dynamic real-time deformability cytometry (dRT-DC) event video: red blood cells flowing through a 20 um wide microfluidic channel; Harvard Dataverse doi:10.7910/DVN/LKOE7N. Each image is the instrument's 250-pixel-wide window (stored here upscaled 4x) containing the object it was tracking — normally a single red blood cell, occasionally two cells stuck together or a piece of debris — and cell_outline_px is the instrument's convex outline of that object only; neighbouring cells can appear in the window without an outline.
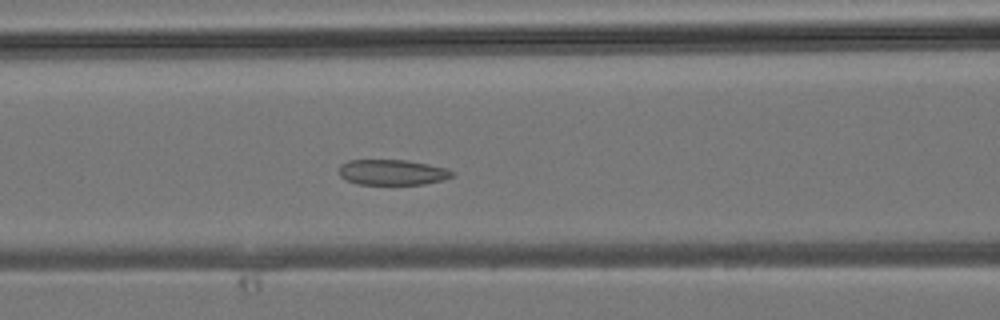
{"species": "common noctule bat (a hibernating species)", "species_latin": "Nyctalus noctula", "temperature_condition": "room temperature", "stored_images_in_passage": 33, "camera_frame_rate_fps": 3000, "um_per_image_px": 0.085, "animal": {"sex": "male", "body_mass_g": 19.2, "forearm_length_mm": 51.8}, "frame": {"image": 1, "passage_image": 12, "time_ms": 3.667, "image_size_px": [1000, 320], "cell_outline_px": [[456, 172], [452, 176], [440, 180], [424, 184], [356, 184], [340, 176], [340, 164], [348, 160], [408, 160], [448, 168]], "centroid_in_image_um": [33.36, 14.63], "position_along_channel_um": 133.2, "area_um2": 16.76}}
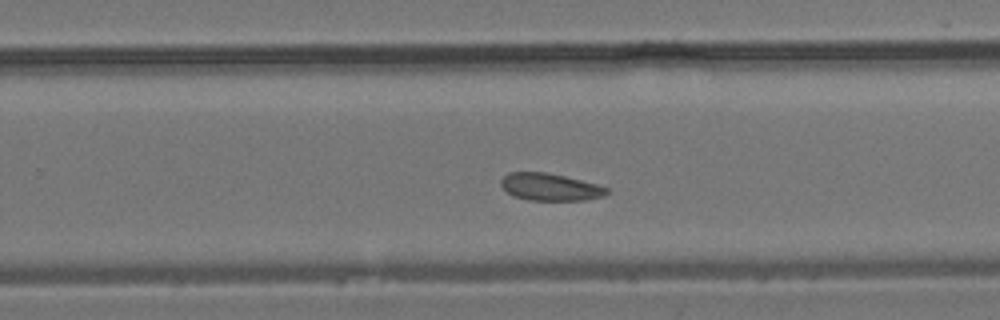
{"frame": {"image": 2, "passage_image": 20, "time_ms": 6.333, "image_size_px": [1000, 320], "cell_outline_px": [[612, 192], [604, 196], [584, 200], [528, 200], [512, 196], [500, 184], [500, 180], [508, 172], [544, 172], [564, 176], [596, 184], [608, 188]], "centroid_in_image_um": [46.76, 15.9], "position_along_channel_um": 283.0, "area_um2": 16.82}}
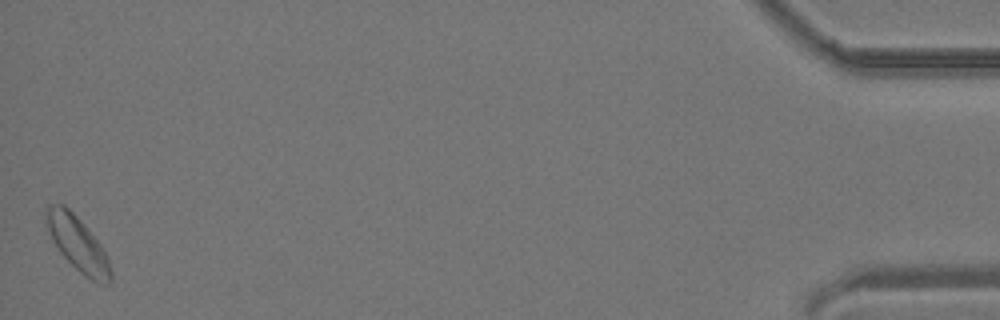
{"frame": {"image": 3, "passage_image": 33, "time_ms": 10.667, "image_size_px": [1000, 320], "cell_outline_px": [[112, 280], [108, 284], [100, 284], [84, 276], [60, 252], [52, 240], [48, 228], [48, 204], [64, 204], [80, 220], [100, 244], [108, 260], [112, 272]], "centroid_in_image_um": [6.65, 20.77], "position_along_channel_um": 428.6, "area_um2": 19.83}}